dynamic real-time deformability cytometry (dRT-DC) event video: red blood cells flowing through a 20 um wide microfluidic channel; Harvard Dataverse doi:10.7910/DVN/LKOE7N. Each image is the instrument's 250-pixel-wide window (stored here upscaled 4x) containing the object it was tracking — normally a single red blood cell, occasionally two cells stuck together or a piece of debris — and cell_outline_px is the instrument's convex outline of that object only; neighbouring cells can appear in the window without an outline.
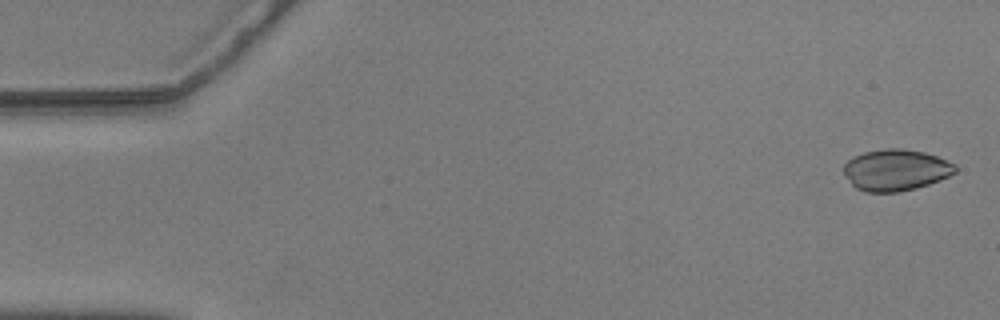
{"species": "common noctule bat (a hibernating species)", "species_latin": "Nyctalus noctula", "temperature_condition": "warm", "stored_images_in_passage": 57, "camera_frame_rate_fps": 3000, "um_per_image_px": 0.085, "animal": {"sex": "male", "body_mass_g": 20.5, "forearm_length_mm": 52.5}, "frame": {"image": 1, "passage_image": 2, "time_ms": 0.333, "image_size_px": [1000, 320], "cell_outline_px": [[956, 172], [940, 180], [916, 188], [900, 192], [864, 192], [856, 188], [844, 176], [844, 164], [848, 160], [864, 152], [888, 148], [900, 148], [924, 152], [936, 156], [956, 164]], "centroid_in_image_um": [76.14, 14.46], "position_along_channel_um": 8.9, "area_um2": 26.88}}
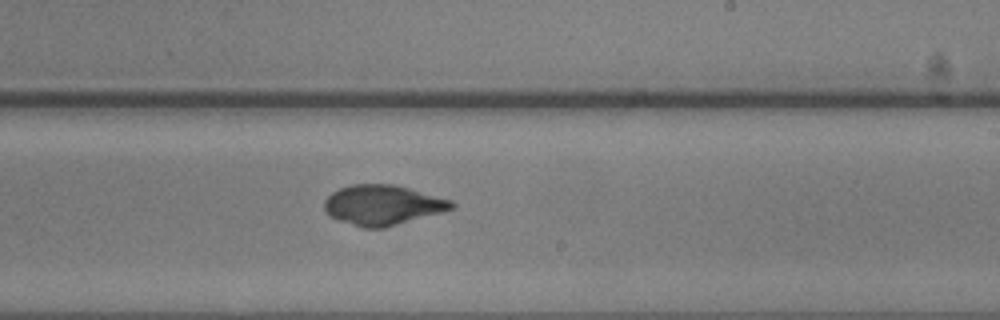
{"frame": {"image": 2, "passage_image": 34, "time_ms": 11.0, "image_size_px": [1000, 320], "cell_outline_px": [[456, 208], [384, 228], [364, 228], [328, 216], [324, 208], [324, 200], [332, 192], [340, 188], [352, 184], [392, 184], [408, 188], [452, 200], [456, 204]], "centroid_in_image_um": [32.52, 17.43], "position_along_channel_um": 256.5, "area_um2": 29.59}}
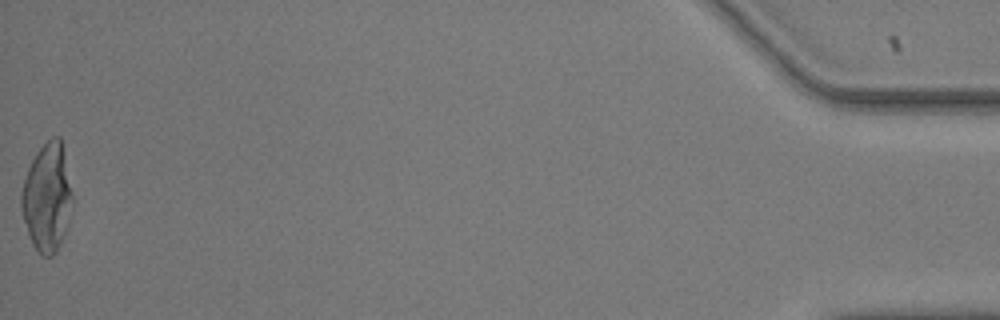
{"frame": {"image": 3, "passage_image": 57, "time_ms": 18.667, "image_size_px": [1000, 320], "cell_outline_px": [[72, 200], [68, 224], [60, 244], [56, 252], [52, 256], [44, 256], [32, 244], [20, 208], [20, 196], [24, 180], [28, 168], [36, 152], [52, 136], [60, 136], [72, 192]], "centroid_in_image_um": [4.0, 16.78], "position_along_channel_um": 431.2, "area_um2": 31.79}, "authors_computed_cell_mechanics": {"area_um2": 29.5936, "velocity_mm_per_s": 3.5801, "shape_relaxation_time_tau1_ms": 10.8344, "shape_relaxation_time_tau2_ms": null, "deformation_change_tau1": 0.294, "deformation_change_tau2": null}}